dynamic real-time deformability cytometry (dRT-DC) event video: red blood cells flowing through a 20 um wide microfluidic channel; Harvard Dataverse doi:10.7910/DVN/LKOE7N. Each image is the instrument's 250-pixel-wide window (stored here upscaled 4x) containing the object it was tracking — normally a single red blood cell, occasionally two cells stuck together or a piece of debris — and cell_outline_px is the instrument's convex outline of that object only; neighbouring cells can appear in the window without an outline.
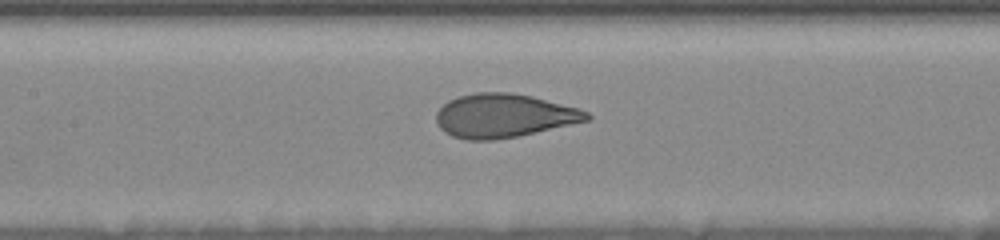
{"species": "human", "species_latin": "Homo sapiens", "temperature_condition": "room temperature", "stored_images_in_passage": 17, "camera_frame_rate_fps": 3000, "um_per_image_px": 0.085, "donor": {"sex": "female"}, "frame": {"image": 1, "passage_image": 15, "time_ms": 7.333, "image_size_px": [1000, 240], "cell_outline_px": [[592, 120], [516, 136], [496, 140], [464, 140], [452, 136], [444, 132], [440, 128], [436, 120], [436, 112], [448, 100], [456, 96], [476, 92], [512, 92], [532, 96], [580, 108], [588, 112], [592, 116]], "centroid_in_image_um": [42.83, 9.83], "position_along_channel_um": 164.6, "area_um2": 38.67}}